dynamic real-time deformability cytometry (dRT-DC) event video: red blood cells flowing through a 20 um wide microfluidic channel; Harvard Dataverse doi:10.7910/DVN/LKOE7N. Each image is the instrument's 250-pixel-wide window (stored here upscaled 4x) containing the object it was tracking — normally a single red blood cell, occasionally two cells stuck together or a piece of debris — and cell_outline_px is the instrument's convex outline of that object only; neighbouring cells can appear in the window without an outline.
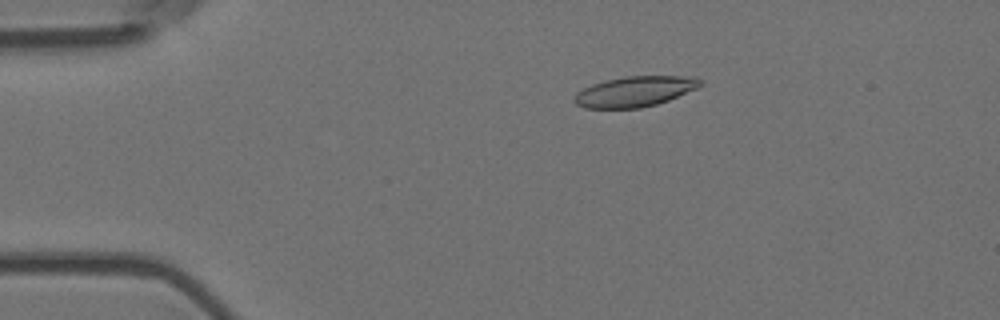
{"species": "Egyptian fruit bat (a non-hibernating species)", "species_latin": "Rousettus aegyptiacus", "temperature_condition": "room temperature", "stored_images_in_passage": 56, "camera_frame_rate_fps": 3000, "um_per_image_px": 0.085, "animal": {"sex": "female"}, "frame": {"image": 1, "passage_image": 11, "time_ms": 3.333, "image_size_px": [1000, 320], "cell_outline_px": [[704, 84], [696, 88], [668, 100], [656, 104], [640, 108], [584, 108], [576, 104], [572, 100], [572, 96], [576, 92], [592, 84], [604, 80], [624, 76], [696, 76], [704, 80]], "centroid_in_image_um": [53.94, 7.76], "position_along_channel_um": 31.1, "area_um2": 22.54}}
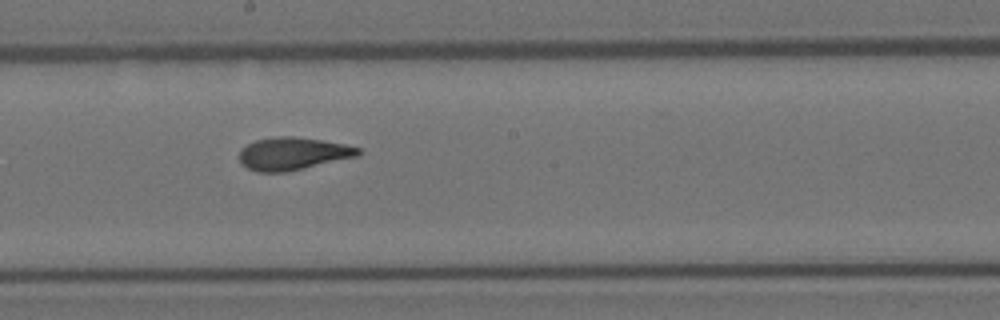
{"frame": {"image": 2, "passage_image": 31, "time_ms": 10.0, "image_size_px": [1000, 320], "cell_outline_px": [[360, 156], [288, 172], [256, 172], [240, 164], [240, 148], [256, 140], [276, 136], [292, 136], [320, 140], [344, 144], [360, 148]], "centroid_in_image_um": [24.89, 13.07], "position_along_channel_um": 223.3, "area_um2": 22.77}}
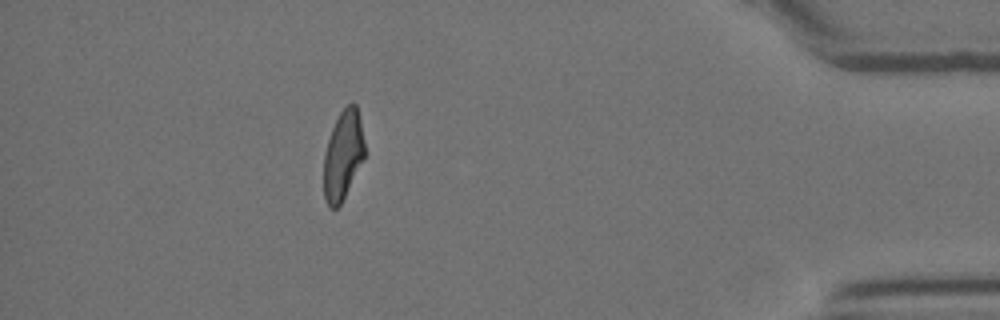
{"frame": {"image": 3, "passage_image": 50, "time_ms": 16.333, "image_size_px": [1000, 320], "cell_outline_px": [[364, 156], [340, 204], [336, 208], [328, 208], [324, 200], [324, 152], [332, 128], [340, 112], [352, 100], [356, 104], [360, 120], [364, 140]], "centroid_in_image_um": [29.13, 13.17], "position_along_channel_um": 406.1, "area_um2": 20.92}, "authors_computed_cell_mechanics": {"area_um2": 22.5998, "velocity_mm_per_s": 3.6607, "shape_relaxation_time_tau1_ms": 7.6235, "shape_relaxation_time_tau2_ms": 1.7974, "deformation_change_tau1": 0.2276, "deformation_change_tau2": 0.0911}}